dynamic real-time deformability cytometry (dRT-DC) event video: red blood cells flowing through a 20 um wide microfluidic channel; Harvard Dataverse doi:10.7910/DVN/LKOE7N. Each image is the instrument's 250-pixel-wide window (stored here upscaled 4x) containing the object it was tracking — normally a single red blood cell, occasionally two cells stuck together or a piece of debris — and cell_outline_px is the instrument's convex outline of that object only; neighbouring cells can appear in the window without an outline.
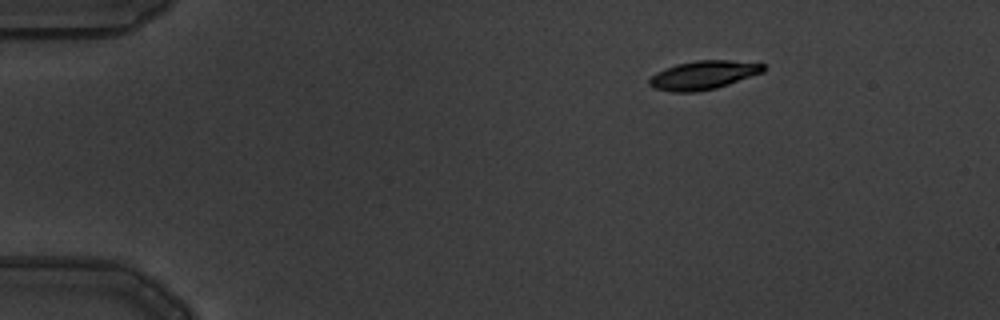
{"species": "common noctule bat (a hibernating species)", "species_latin": "Nyctalus noctula", "temperature_condition": "warm", "stored_images_in_passage": 5, "segment_of_instrument_passage": [2, 2], "camera_frame_rate_fps": 3000, "um_per_image_px": 0.085, "animal": {"sex": "male", "body_mass_g": 19.5, "forearm_length_mm": 54.6}, "frame": {"image": 1, "passage_image": 5, "time_ms": 1.333, "image_size_px": [1000, 320], "cell_outline_px": [[768, 68], [764, 72], [716, 88], [696, 92], [672, 92], [656, 88], [648, 84], [648, 80], [656, 72], [664, 68], [676, 64], [696, 60], [728, 60], [764, 64]], "centroid_in_image_um": [59.79, 6.38], "position_along_channel_um": 25.2, "area_um2": 19.07}}